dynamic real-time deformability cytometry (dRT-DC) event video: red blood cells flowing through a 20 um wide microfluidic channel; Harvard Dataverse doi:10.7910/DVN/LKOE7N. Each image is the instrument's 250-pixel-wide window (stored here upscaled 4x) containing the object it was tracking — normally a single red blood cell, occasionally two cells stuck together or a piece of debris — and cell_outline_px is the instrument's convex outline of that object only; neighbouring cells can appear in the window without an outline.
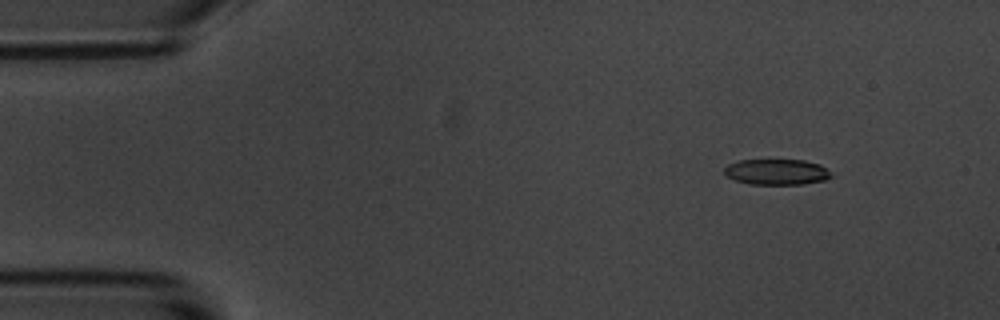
{"species": "common noctule bat (a hibernating species)", "species_latin": "Nyctalus noctula", "temperature_condition": "room temperature", "stored_images_in_passage": 4, "camera_frame_rate_fps": 3000, "um_per_image_px": 0.085, "animal": {"sex": "male", "body_mass_g": 20.1, "forearm_length_mm": 53.5}, "frame": {"image": 1, "passage_image": 1, "time_ms": 0.0, "image_size_px": [1000, 320], "cell_outline_px": [[832, 176], [824, 180], [804, 184], [748, 184], [736, 180], [728, 176], [724, 172], [724, 168], [728, 164], [740, 160], [804, 160], [820, 164]], "centroid_in_image_um": [65.99, 14.61], "position_along_channel_um": 19.0, "area_um2": 15.84}}
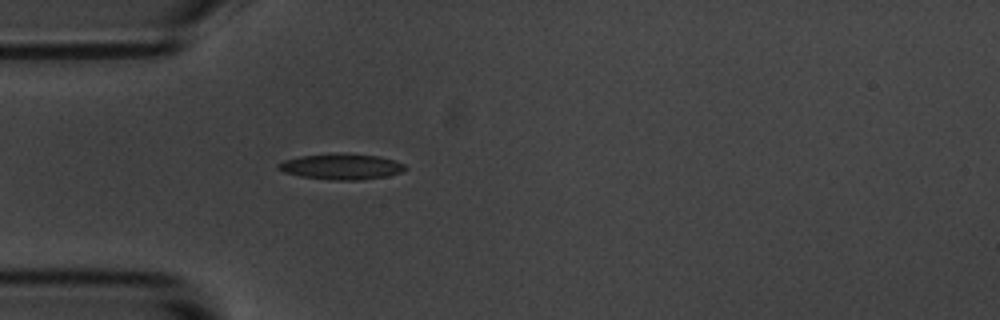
{"frame": {"image": 2, "passage_image": 4, "time_ms": 3.333, "image_size_px": [1000, 320], "cell_outline_px": [[408, 168], [400, 172], [388, 176], [360, 180], [328, 180], [300, 176], [284, 172], [276, 168], [276, 164], [284, 160], [300, 156], [344, 152], [376, 156], [392, 160], [404, 164]], "centroid_in_image_um": [28.98, 14.16], "position_along_channel_um": 56.0, "area_um2": 19.19}}